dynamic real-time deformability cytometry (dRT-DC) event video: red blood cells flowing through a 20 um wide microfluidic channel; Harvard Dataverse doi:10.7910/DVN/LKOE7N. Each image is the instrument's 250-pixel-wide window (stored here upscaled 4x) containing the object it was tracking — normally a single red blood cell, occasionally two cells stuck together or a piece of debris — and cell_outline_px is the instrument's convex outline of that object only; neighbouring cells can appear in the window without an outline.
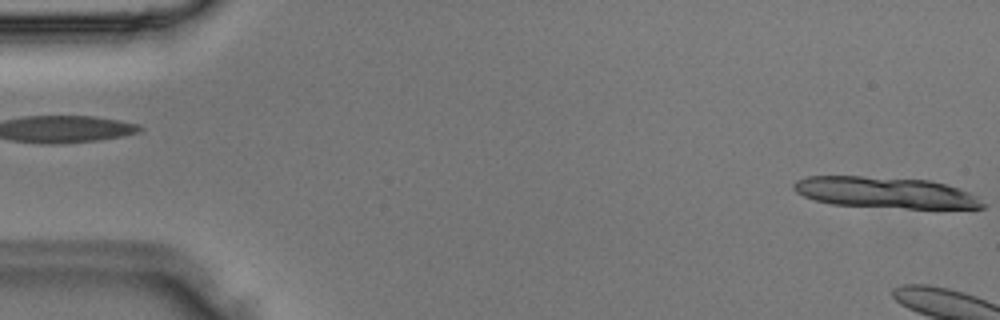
{"species": "Egyptian fruit bat (a non-hibernating species)", "species_latin": "Rousettus aegyptiacus", "temperature_condition": "room temperature", "stored_images_in_passage": 3, "camera_frame_rate_fps": 3000, "um_per_image_px": 0.085, "animal": {"sex": "male"}, "frame": {"image": 1, "passage_image": 1, "time_ms": 0.0, "image_size_px": [1000, 320], "cell_outline_px": [[984, 208], [908, 208], [832, 204], [816, 200], [804, 196], [796, 192], [792, 188], [792, 184], [796, 180], [808, 176], [860, 176], [928, 180], [960, 188], [976, 196], [984, 204]], "centroid_in_image_um": [75.22, 16.36], "position_along_channel_um": 9.8, "area_um2": 33.99}}